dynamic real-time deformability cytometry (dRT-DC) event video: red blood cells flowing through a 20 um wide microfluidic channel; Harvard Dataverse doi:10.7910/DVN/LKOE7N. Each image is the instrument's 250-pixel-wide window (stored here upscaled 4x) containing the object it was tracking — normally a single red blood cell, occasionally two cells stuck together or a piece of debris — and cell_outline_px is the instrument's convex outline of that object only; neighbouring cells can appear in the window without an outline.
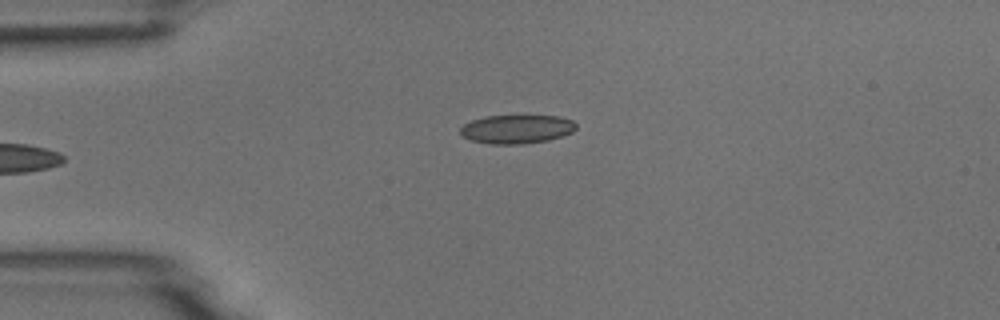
{"species": "common noctule bat (a hibernating species)", "species_latin": "Nyctalus noctula", "temperature_condition": "room temperature", "stored_images_in_passage": 3, "camera_frame_rate_fps": 3000, "um_per_image_px": 0.085, "animal": {"sex": "male", "body_mass_g": 18.8}, "frame": {"image": 1, "passage_image": 3, "time_ms": 2.333, "image_size_px": [1000, 320], "cell_outline_px": [[576, 128], [572, 132], [548, 140], [524, 144], [488, 144], [472, 140], [464, 136], [460, 132], [460, 128], [464, 124], [472, 120], [484, 116], [560, 116], [572, 120], [576, 124]], "centroid_in_image_um": [43.92, 10.97], "position_along_channel_um": 41.1, "area_um2": 19.31}}